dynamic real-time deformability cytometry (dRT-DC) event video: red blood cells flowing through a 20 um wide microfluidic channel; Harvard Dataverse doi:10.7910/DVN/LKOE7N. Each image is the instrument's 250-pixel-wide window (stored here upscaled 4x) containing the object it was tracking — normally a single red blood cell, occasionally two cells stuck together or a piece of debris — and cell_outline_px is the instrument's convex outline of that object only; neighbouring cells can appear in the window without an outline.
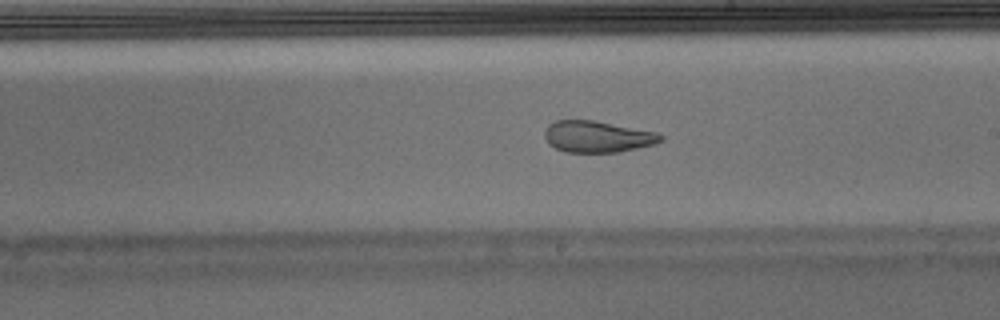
{"species": "Egyptian fruit bat (a non-hibernating species)", "species_latin": "Rousettus aegyptiacus", "temperature_condition": "warm", "stored_images_in_passage": 37, "camera_frame_rate_fps": 3000, "um_per_image_px": 0.085, "animal": {"sex": "male"}, "frame": {"image": 1, "passage_image": 15, "time_ms": 4.667, "image_size_px": [1000, 320], "cell_outline_px": [[664, 140], [656, 144], [616, 152], [564, 152], [548, 144], [544, 136], [544, 132], [548, 124], [556, 120], [596, 120], [660, 132], [664, 136]], "centroid_in_image_um": [50.82, 11.6], "position_along_channel_um": 238.2, "area_um2": 21.68}}
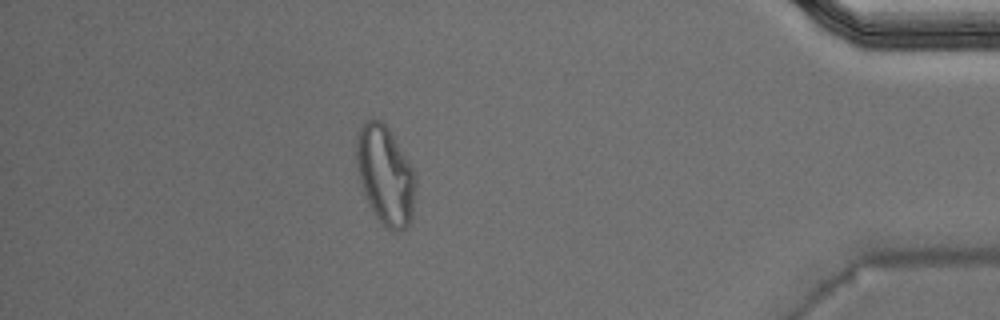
{"frame": {"image": 2, "passage_image": 31, "time_ms": 10.0, "image_size_px": [1000, 320], "cell_outline_px": [[416, 184], [412, 220], [400, 232], [392, 232], [376, 216], [364, 192], [360, 180], [356, 164], [356, 136], [360, 128], [372, 116], [380, 120], [388, 128], [412, 168], [416, 176]], "centroid_in_image_um": [32.76, 14.89], "position_along_channel_um": 402.4, "area_um2": 33.76}, "authors_computed_cell_mechanics": {"area_um2": 23.6402, "velocity_mm_per_s": 3.9366, "shape_relaxation_time_tau1_ms": null, "shape_relaxation_time_tau2_ms": 1.5062, "deformation_change_tau1": null, "deformation_change_tau2": 0.0871}}